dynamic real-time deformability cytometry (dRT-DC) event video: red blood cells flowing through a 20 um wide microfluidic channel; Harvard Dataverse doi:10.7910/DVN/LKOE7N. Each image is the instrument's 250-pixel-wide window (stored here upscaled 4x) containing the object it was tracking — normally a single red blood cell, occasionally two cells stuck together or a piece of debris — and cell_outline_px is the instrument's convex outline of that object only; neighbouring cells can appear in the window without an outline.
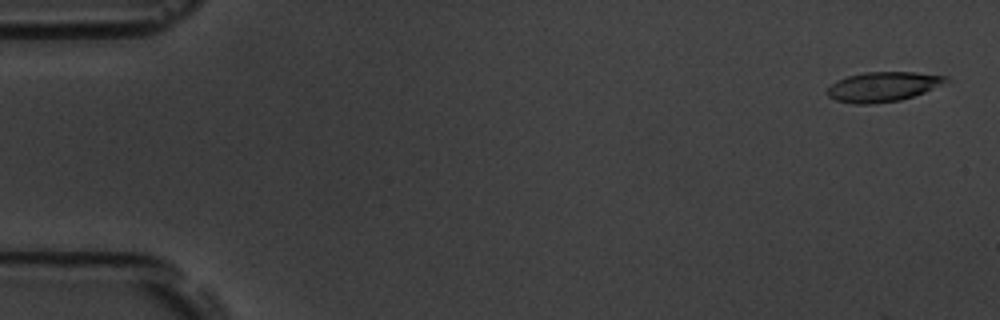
{"species": "common noctule bat (a hibernating species)", "species_latin": "Nyctalus noctula", "temperature_condition": "room temperature", "stored_images_in_passage": 6, "camera_frame_rate_fps": 3000, "um_per_image_px": 0.085, "animal": {"sex": "male", "body_mass_g": 19.5, "forearm_length_mm": 54.6}, "frame": {"image": 1, "passage_image": 1, "time_ms": 0.0, "image_size_px": [1000, 320], "cell_outline_px": [[948, 80], [924, 92], [900, 100], [868, 104], [856, 104], [836, 100], [828, 96], [828, 88], [836, 80], [848, 76], [864, 72], [916, 72], [948, 76]], "centroid_in_image_um": [75.02, 7.36], "position_along_channel_um": 10.0, "area_um2": 20.23}}
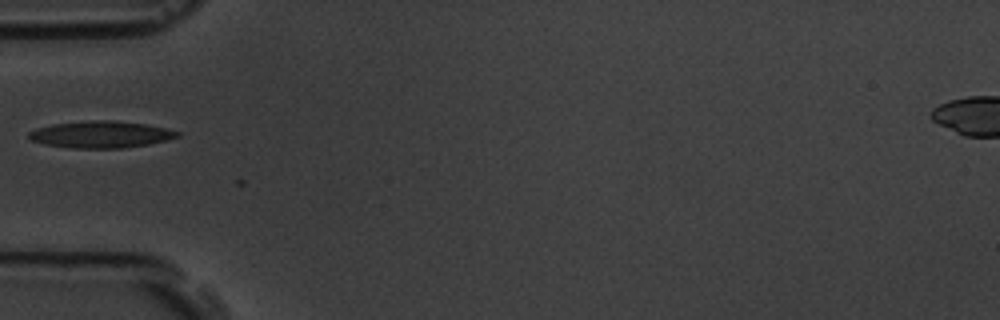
{"frame": {"image": 2, "passage_image": 5, "time_ms": 5.667, "image_size_px": [1000, 320], "cell_outline_px": [[180, 136], [148, 144], [124, 148], [72, 148], [44, 144], [32, 140], [28, 136], [28, 132], [36, 128], [52, 124], [92, 120], [112, 120], [144, 124], [164, 128], [180, 132]], "centroid_in_image_um": [8.54, 11.43], "position_along_channel_um": 76.5, "area_um2": 23.0}}